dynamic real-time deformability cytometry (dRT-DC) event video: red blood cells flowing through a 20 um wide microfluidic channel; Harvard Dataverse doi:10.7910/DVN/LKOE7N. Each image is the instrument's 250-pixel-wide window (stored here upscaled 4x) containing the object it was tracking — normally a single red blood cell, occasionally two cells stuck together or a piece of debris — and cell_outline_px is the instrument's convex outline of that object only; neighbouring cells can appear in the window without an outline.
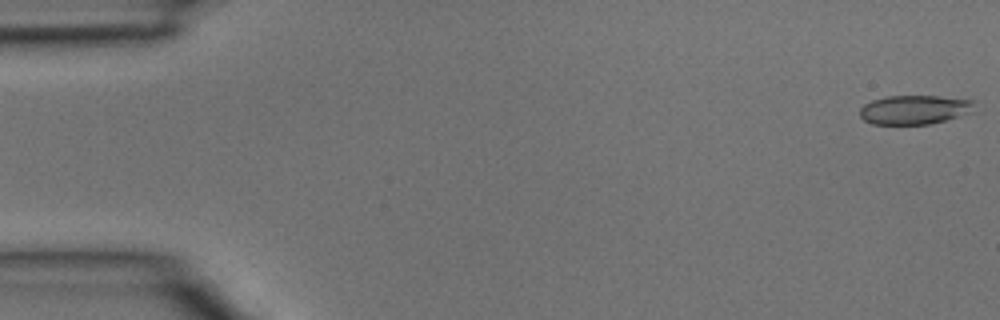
{"species": "common noctule bat (a hibernating species)", "species_latin": "Nyctalus noctula", "temperature_condition": "room temperature", "stored_images_in_passage": 3, "camera_frame_rate_fps": 3000, "um_per_image_px": 0.085, "animal": {"sex": "male", "body_mass_g": 15.6}, "frame": {"image": 1, "passage_image": 1, "time_ms": 0.0, "image_size_px": [1000, 320], "cell_outline_px": [[976, 112], [928, 124], [872, 124], [864, 120], [860, 116], [860, 108], [864, 104], [872, 100], [888, 96], [940, 96], [976, 100]], "centroid_in_image_um": [77.8, 9.31], "position_along_channel_um": 7.2, "area_um2": 19.71}}
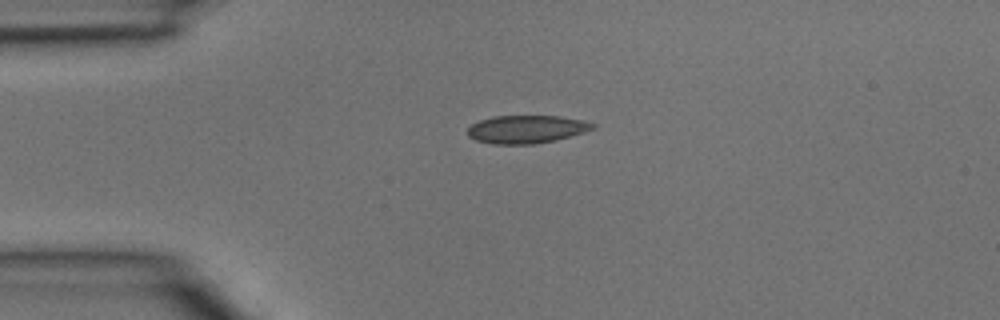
{"frame": {"image": 2, "passage_image": 3, "time_ms": 0.667, "image_size_px": [1000, 320], "cell_outline_px": [[596, 128], [584, 132], [556, 140], [532, 144], [492, 144], [476, 140], [468, 136], [468, 128], [472, 124], [480, 120], [492, 116], [560, 116], [580, 120], [596, 124]], "centroid_in_image_um": [44.74, 10.99], "position_along_channel_um": 40.3, "area_um2": 20.35}}